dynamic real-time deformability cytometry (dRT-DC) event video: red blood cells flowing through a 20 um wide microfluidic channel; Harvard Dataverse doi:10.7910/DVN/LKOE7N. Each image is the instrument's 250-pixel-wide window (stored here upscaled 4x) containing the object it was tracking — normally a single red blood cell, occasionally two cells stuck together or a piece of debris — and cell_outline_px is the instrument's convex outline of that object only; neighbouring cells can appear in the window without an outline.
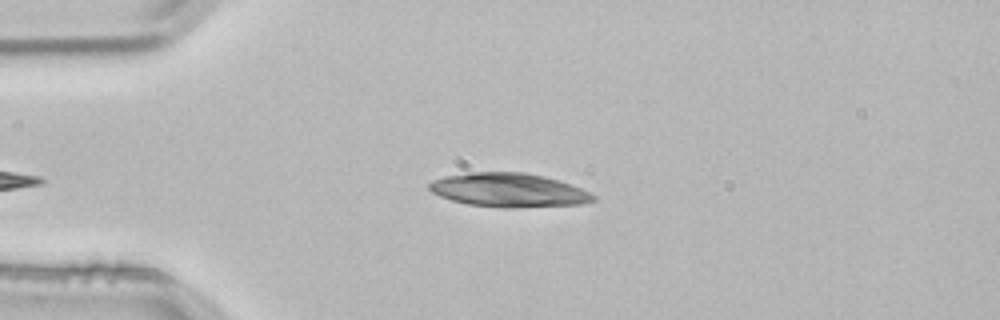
{"species": "common noctule bat (a hibernating species)", "species_latin": "Nyctalus noctula", "temperature_condition": "room temperature", "stored_images_in_passage": 3, "camera_frame_rate_fps": 3000, "um_per_image_px": 0.085, "animal": {"sex": "male", "body_mass_g": 21.5, "forearm_length_mm": 52.0}, "frame": {"image": 1, "passage_image": 3, "time_ms": 0.667, "image_size_px": [1000, 320], "cell_outline_px": [[596, 200], [584, 204], [512, 208], [500, 208], [468, 204], [452, 200], [440, 196], [432, 192], [428, 188], [428, 184], [432, 180], [444, 176], [472, 172], [524, 172], [544, 176], [592, 192], [596, 196]], "centroid_in_image_um": [43.24, 16.17], "position_along_channel_um": 41.8, "area_um2": 32.48}}